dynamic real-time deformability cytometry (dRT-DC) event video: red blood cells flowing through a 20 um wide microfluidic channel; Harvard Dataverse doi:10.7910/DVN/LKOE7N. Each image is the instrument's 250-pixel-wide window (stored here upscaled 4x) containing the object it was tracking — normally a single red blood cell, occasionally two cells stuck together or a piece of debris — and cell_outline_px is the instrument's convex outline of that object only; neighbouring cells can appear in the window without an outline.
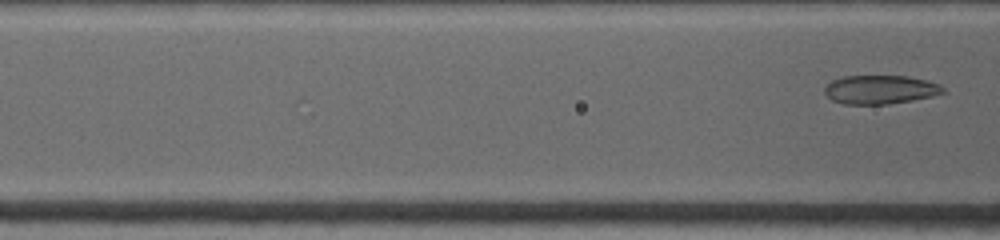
{"species": "common noctule bat (a hibernating species)", "species_latin": "Nyctalus noctula", "temperature_condition": "warm", "stored_images_in_passage": 9, "camera_frame_rate_fps": 4500, "um_per_image_px": 0.085, "animal": {"sex": "female", "body_mass_g": 19.0, "forearm_length_mm": 53.3}, "frame": {"image": 1, "passage_image": 9, "time_ms": 2.889, "image_size_px": [1000, 240], "cell_outline_px": [[948, 92], [932, 96], [912, 100], [888, 104], [844, 104], [832, 100], [824, 92], [824, 88], [832, 80], [844, 76], [908, 76], [928, 80], [940, 84]], "centroid_in_image_um": [74.86, 7.61], "position_along_channel_um": 91.7, "area_um2": 19.94}}